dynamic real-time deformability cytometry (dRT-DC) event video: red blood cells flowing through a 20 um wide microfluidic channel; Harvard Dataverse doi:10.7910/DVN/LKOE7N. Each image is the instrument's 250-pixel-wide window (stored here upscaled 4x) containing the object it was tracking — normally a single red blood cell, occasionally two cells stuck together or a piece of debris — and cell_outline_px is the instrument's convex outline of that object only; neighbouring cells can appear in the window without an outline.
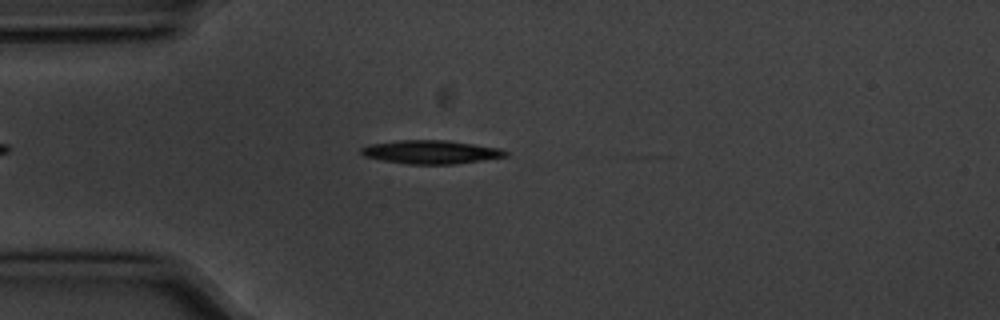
{"species": "common noctule bat (a hibernating species)", "species_latin": "Nyctalus noctula", "temperature_condition": "cold", "stored_images_in_passage": 50, "camera_frame_rate_fps": 3000, "um_per_image_px": 0.085, "animal": {"sex": "male", "body_mass_g": 20.1, "forearm_length_mm": 53.5}, "frame": {"image": 1, "passage_image": 9, "time_ms": 2.667, "image_size_px": [1000, 320], "cell_outline_px": [[508, 156], [456, 164], [408, 164], [384, 160], [364, 156], [360, 152], [360, 148], [368, 144], [400, 140], [448, 140], [500, 148], [508, 152]], "centroid_in_image_um": [36.63, 12.91], "position_along_channel_um": 48.4, "area_um2": 19.77}}
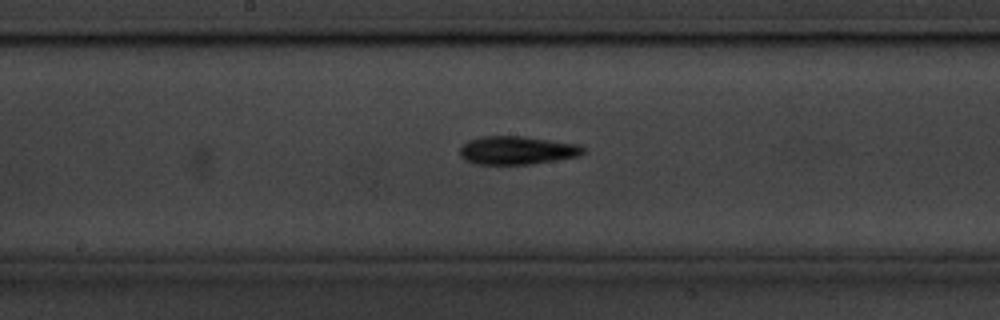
{"frame": {"image": 2, "passage_image": 23, "time_ms": 7.333, "image_size_px": [1000, 320], "cell_outline_px": [[588, 148], [584, 152], [576, 156], [556, 160], [532, 164], [476, 164], [464, 160], [460, 156], [460, 148], [468, 140], [484, 136], [524, 136], [580, 144]], "centroid_in_image_um": [43.97, 12.77], "position_along_channel_um": 204.2, "area_um2": 20.46}}
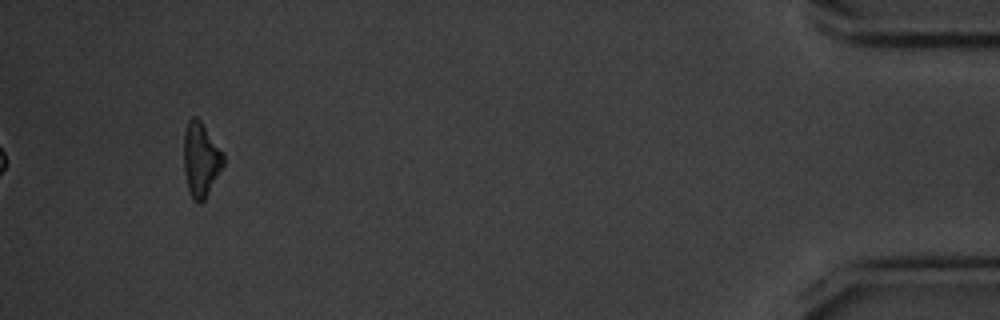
{"frame": {"image": 3, "passage_image": 47, "time_ms": 15.333, "image_size_px": [1000, 320], "cell_outline_px": [[224, 164], [204, 200], [200, 204], [192, 200], [188, 188], [184, 172], [184, 132], [188, 120], [192, 116], [196, 116], [200, 120], [224, 152]], "centroid_in_image_um": [17.07, 13.55], "position_along_channel_um": 418.1, "area_um2": 17.22}, "authors_computed_cell_mechanics": {"area_um2": 18.0914, "velocity_mm_per_s": 3.5782, "shape_relaxation_time_tau1_ms": 2.8601, "shape_relaxation_time_tau2_ms": null, "deformation_change_tau1": 0.1216, "deformation_change_tau2": null}}